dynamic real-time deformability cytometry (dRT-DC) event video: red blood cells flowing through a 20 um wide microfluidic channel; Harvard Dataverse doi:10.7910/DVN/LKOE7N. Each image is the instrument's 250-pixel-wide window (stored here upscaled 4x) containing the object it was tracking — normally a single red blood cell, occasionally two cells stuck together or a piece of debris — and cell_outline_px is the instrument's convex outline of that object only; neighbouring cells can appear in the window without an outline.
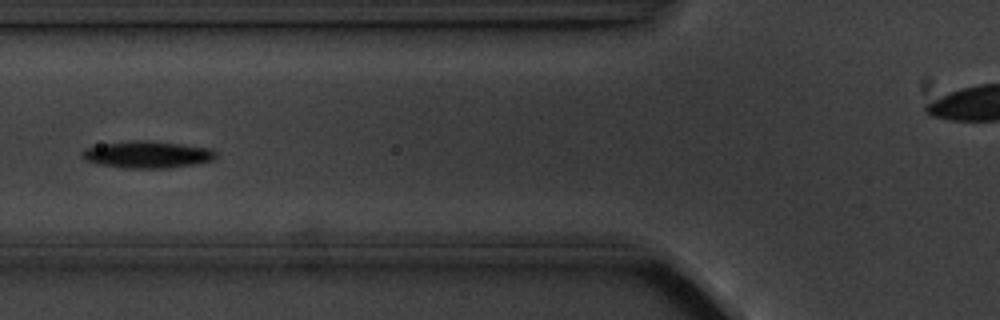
{"species": "common noctule bat (a hibernating species)", "species_latin": "Nyctalus noctula", "temperature_condition": "cold", "stored_images_in_passage": 6, "camera_frame_rate_fps": 3000, "um_per_image_px": 0.085, "animal": {"sex": "male", "body_mass_g": 20.1, "forearm_length_mm": 53.5}, "frame": {"image": 1, "passage_image": 6, "time_ms": 6.0, "image_size_px": [1000, 320], "cell_outline_px": [[216, 160], [172, 168], [124, 168], [96, 164], [80, 156], [80, 152], [88, 148], [104, 144], [128, 140], [148, 140], [212, 148], [216, 152]], "centroid_in_image_um": [12.56, 13.14], "position_along_channel_um": 113.2, "area_um2": 21.15}}